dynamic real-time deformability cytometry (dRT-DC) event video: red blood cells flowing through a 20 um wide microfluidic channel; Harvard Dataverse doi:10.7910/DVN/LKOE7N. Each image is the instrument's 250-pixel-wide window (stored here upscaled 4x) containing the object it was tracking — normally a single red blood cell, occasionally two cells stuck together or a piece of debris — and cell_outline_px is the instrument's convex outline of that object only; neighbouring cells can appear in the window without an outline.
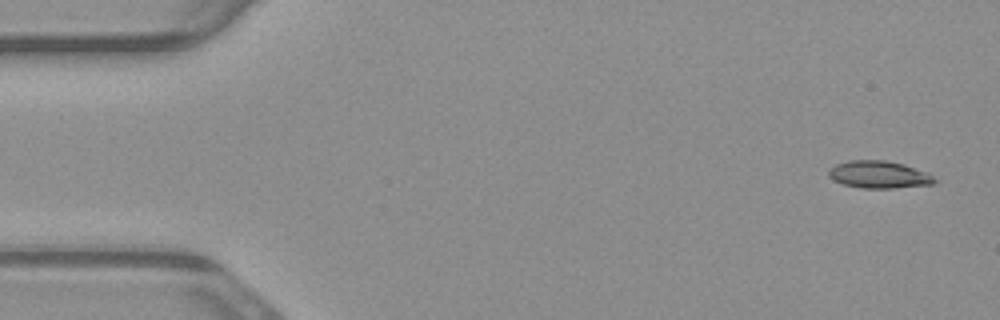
{"species": "common noctule bat (a hibernating species)", "species_latin": "Nyctalus noctula", "temperature_condition": "warm", "stored_images_in_passage": 52, "camera_frame_rate_fps": 3000, "um_per_image_px": 0.085, "animal": {"sex": "male", "body_mass_g": 23.1, "forearm_length_mm": 52.7}, "frame": {"image": 1, "passage_image": 1, "time_ms": 0.0, "image_size_px": [1000, 320], "cell_outline_px": [[940, 180], [932, 184], [896, 188], [860, 188], [844, 184], [832, 180], [828, 176], [828, 172], [836, 164], [848, 160], [884, 160], [904, 164], [928, 172]], "centroid_in_image_um": [74.75, 14.84], "position_along_channel_um": 10.2, "area_um2": 17.05}}
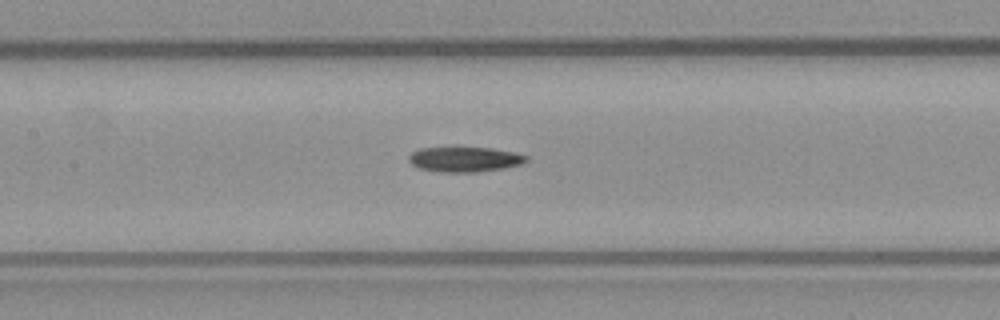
{"frame": {"image": 2, "passage_image": 23, "time_ms": 7.333, "image_size_px": [1000, 320], "cell_outline_px": [[528, 160], [520, 164], [504, 168], [476, 172], [440, 172], [420, 168], [412, 164], [408, 160], [408, 156], [412, 152], [420, 148], [456, 144], [492, 148], [516, 152], [528, 156]], "centroid_in_image_um": [39.47, 13.48], "position_along_channel_um": 167.9, "area_um2": 18.09}}
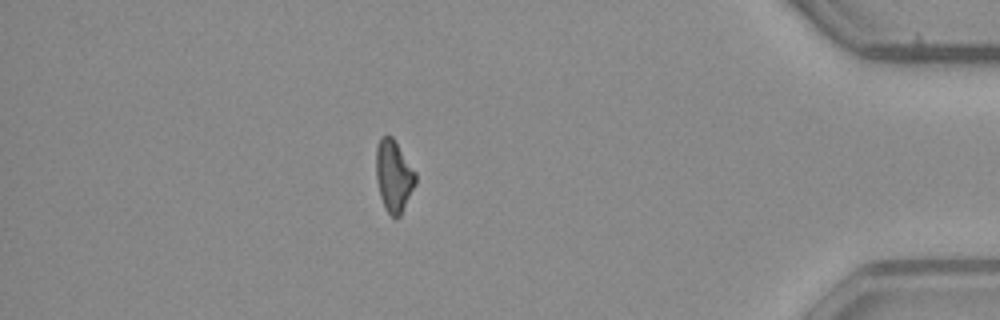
{"frame": {"image": 3, "passage_image": 45, "time_ms": 14.667, "image_size_px": [1000, 320], "cell_outline_px": [[416, 184], [400, 216], [396, 220], [384, 208], [380, 196], [376, 180], [376, 148], [380, 136], [392, 136], [416, 172]], "centroid_in_image_um": [33.46, 14.97], "position_along_channel_um": 401.7, "area_um2": 16.65}}